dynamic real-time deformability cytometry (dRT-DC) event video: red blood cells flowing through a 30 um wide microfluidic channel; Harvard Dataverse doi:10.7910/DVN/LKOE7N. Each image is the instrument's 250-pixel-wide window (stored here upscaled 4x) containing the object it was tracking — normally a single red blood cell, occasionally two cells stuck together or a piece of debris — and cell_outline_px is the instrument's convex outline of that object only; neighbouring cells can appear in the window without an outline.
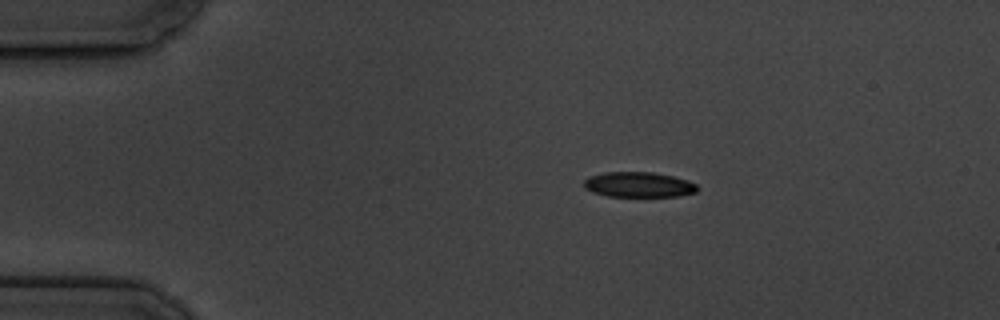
{"species": "common noctule bat (a hibernating species)", "species_latin": "Nyctalus noctula", "temperature_condition": "cold", "stored_images_in_passage": 6, "camera_frame_rate_fps": 3000, "um_per_image_px": 0.085, "animal": {"sex": "male", "body_mass_g": 19.5, "forearm_length_mm": 54.6}, "frame": {"image": 1, "passage_image": 2, "time_ms": 1.0, "image_size_px": [1000, 320], "cell_outline_px": [[696, 192], [680, 196], [608, 196], [592, 192], [584, 188], [584, 180], [588, 176], [604, 172], [652, 172], [672, 176], [688, 180], [696, 184]], "centroid_in_image_um": [54.25, 15.69], "position_along_channel_um": 30.7, "area_um2": 16.65}}
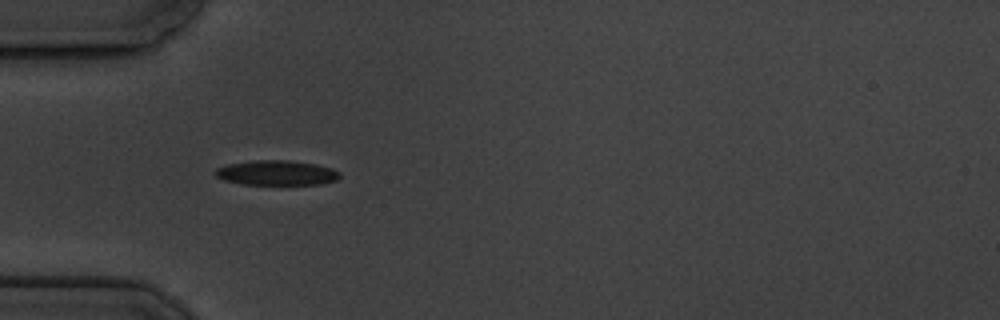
{"frame": {"image": 2, "passage_image": 4, "time_ms": 3.333, "image_size_px": [1000, 320], "cell_outline_px": [[340, 176], [336, 180], [320, 184], [244, 184], [224, 180], [216, 176], [212, 172], [216, 168], [228, 164], [252, 160], [288, 160], [316, 164], [332, 168], [340, 172]], "centroid_in_image_um": [23.49, 14.68], "position_along_channel_um": 61.5, "area_um2": 18.03}}